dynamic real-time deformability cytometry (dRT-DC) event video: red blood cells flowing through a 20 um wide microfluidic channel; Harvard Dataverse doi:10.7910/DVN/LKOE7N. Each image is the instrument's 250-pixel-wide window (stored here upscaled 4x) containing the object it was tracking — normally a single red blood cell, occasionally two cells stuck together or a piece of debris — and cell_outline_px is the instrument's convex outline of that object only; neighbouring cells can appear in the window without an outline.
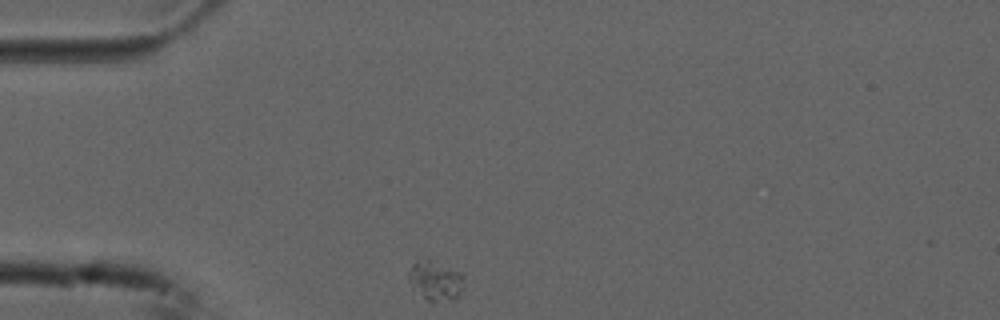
{"species": "common noctule bat (a hibernating species)", "species_latin": "Nyctalus noctula", "temperature_condition": "cold", "stored_images_in_passage": 7, "camera_frame_rate_fps": 3000, "um_per_image_px": 0.085, "animal": {"sex": "male", "forearm_length_mm": 52.5}, "frame": {"image": 1, "passage_image": 1, "time_ms": 0.0, "image_size_px": [1000, 320], "cell_outline_px": [[464, 280], [460, 292], [456, 296], [432, 304], [424, 300], [412, 288], [408, 280], [408, 272], [412, 264], [416, 260], [436, 260], [464, 272]], "centroid_in_image_um": [36.99, 23.83], "position_along_channel_um": 48.0, "area_um2": 13.24}}
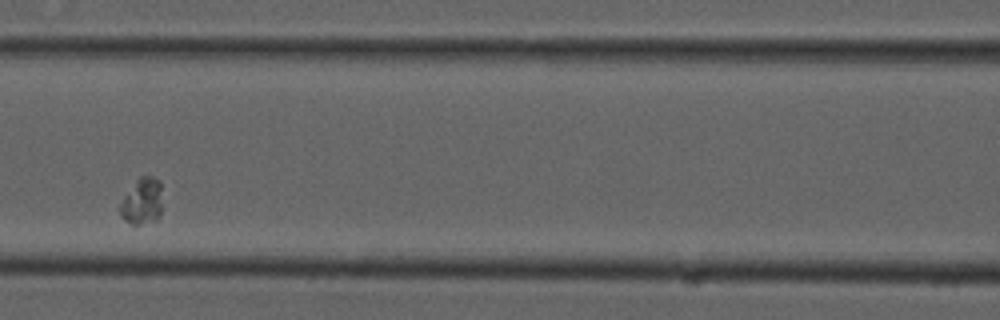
{"frame": {"image": 2, "passage_image": 4, "time_ms": 1.0, "image_size_px": [1000, 320], "cell_outline_px": [[164, 208], [160, 216], [156, 220], [140, 224], [132, 224], [124, 220], [120, 216], [116, 208], [124, 196], [136, 180], [140, 176], [152, 176], [160, 180]], "centroid_in_image_um": [12.1, 17.12], "position_along_channel_um": 154.5, "area_um2": 12.02}}
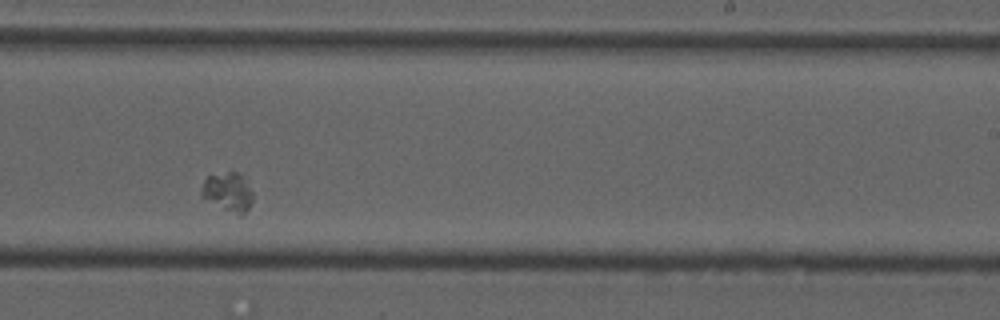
{"frame": {"image": 3, "passage_image": 7, "time_ms": 2.0, "image_size_px": [1000, 320], "cell_outline_px": [[252, 200], [248, 208], [240, 216], [200, 196], [200, 188], [204, 180], [208, 176], [228, 172], [236, 172], [240, 176], [252, 192]], "centroid_in_image_um": [19.33, 16.32], "position_along_channel_um": 269.7, "area_um2": 11.16}}